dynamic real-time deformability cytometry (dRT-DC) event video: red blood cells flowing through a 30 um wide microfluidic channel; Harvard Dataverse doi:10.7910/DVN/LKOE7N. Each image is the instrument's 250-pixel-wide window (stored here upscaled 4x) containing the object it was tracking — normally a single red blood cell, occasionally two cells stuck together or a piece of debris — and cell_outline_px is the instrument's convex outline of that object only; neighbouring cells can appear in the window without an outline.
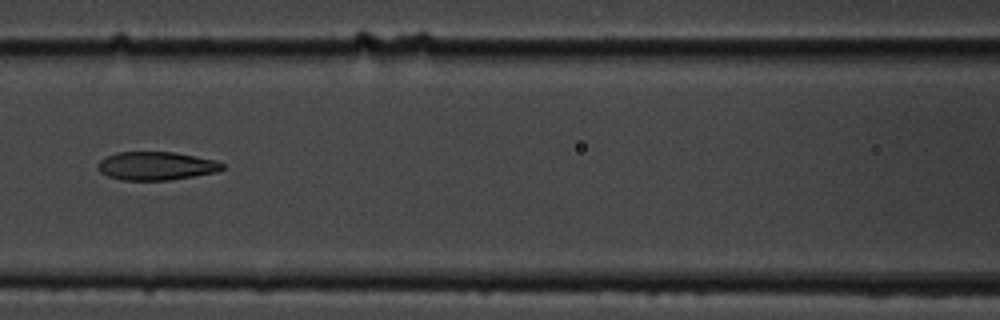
{"species": "common noctule bat (a hibernating species)", "species_latin": "Nyctalus noctula", "temperature_condition": "cold", "stored_images_in_passage": 8, "camera_frame_rate_fps": 3000, "um_per_image_px": 0.085, "animal": {"sex": "male", "body_mass_g": 19.5, "forearm_length_mm": 54.6}, "frame": {"image": 1, "passage_image": 7, "time_ms": 7.0, "image_size_px": [1000, 320], "cell_outline_px": [[228, 168], [216, 172], [168, 180], [120, 180], [108, 176], [100, 172], [96, 168], [96, 164], [104, 156], [116, 152], [176, 152], [216, 160], [224, 164]], "centroid_in_image_um": [13.26, 14.09], "position_along_channel_um": 153.3, "area_um2": 20.87}}
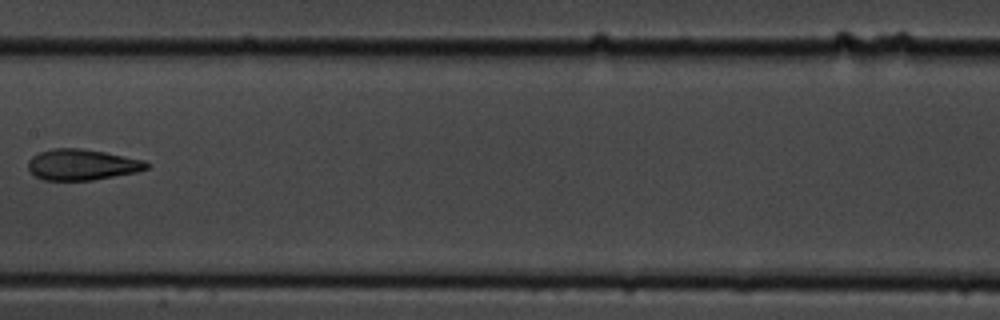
{"frame": {"image": 2, "passage_image": 8, "time_ms": 8.333, "image_size_px": [1000, 320], "cell_outline_px": [[148, 168], [136, 172], [92, 180], [44, 180], [36, 176], [28, 168], [28, 160], [32, 156], [40, 152], [52, 148], [80, 148], [104, 152], [144, 160], [148, 164]], "centroid_in_image_um": [6.95, 13.99], "position_along_channel_um": 200.5, "area_um2": 21.15}}